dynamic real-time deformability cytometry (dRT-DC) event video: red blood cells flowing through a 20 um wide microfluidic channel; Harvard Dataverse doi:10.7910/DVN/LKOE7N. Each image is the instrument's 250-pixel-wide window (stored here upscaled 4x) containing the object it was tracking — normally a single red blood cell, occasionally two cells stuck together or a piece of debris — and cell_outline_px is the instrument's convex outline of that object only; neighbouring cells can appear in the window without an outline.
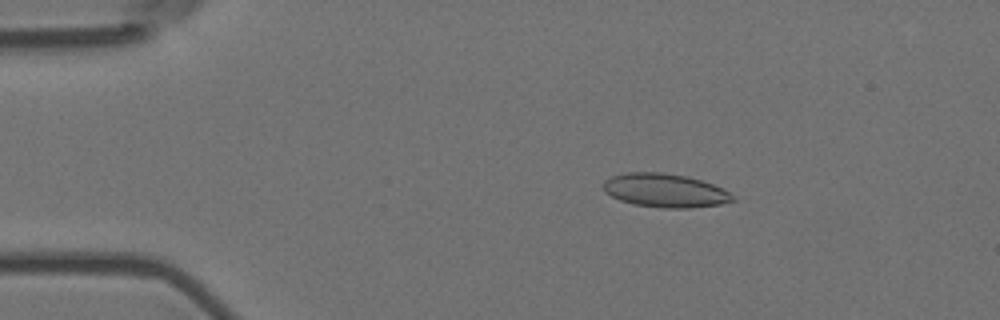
{"species": "Egyptian fruit bat (a non-hibernating species)", "species_latin": "Rousettus aegyptiacus", "temperature_condition": "room temperature", "stored_images_in_passage": 18, "camera_frame_rate_fps": 3000, "um_per_image_px": 0.085, "animal": {"sex": "female"}, "frame": {"image": 1, "passage_image": 10, "time_ms": 3.0, "image_size_px": [1000, 320], "cell_outline_px": [[736, 200], [720, 204], [692, 208], [664, 208], [636, 204], [620, 200], [604, 192], [604, 180], [612, 176], [628, 172], [664, 172], [688, 176], [712, 184], [736, 196]], "centroid_in_image_um": [56.54, 16.18], "position_along_channel_um": 28.5, "area_um2": 25.32}}